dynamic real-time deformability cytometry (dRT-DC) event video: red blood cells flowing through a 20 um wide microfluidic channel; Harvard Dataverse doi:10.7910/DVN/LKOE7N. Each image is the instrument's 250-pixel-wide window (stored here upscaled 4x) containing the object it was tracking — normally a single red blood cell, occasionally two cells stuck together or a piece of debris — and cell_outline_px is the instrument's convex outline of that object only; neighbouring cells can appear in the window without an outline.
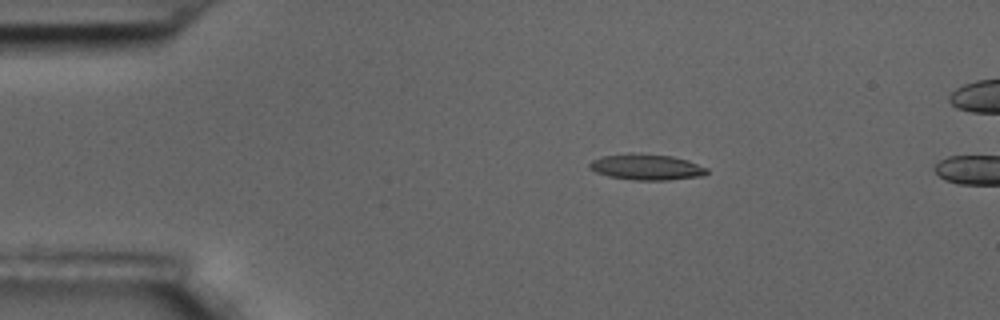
{"species": "common noctule bat (a hibernating species)", "species_latin": "Nyctalus noctula", "temperature_condition": "room temperature", "stored_images_in_passage": 4, "camera_frame_rate_fps": 3000, "um_per_image_px": 0.085, "animal": {"sex": "male", "body_mass_g": 17.5, "forearm_length_mm": 52.3}, "frame": {"image": 1, "passage_image": 3, "time_ms": 0.667, "image_size_px": [1000, 320], "cell_outline_px": [[708, 172], [704, 176], [668, 180], [632, 180], [608, 176], [596, 172], [588, 168], [588, 164], [592, 160], [600, 156], [672, 156], [688, 160], [708, 168]], "centroid_in_image_um": [55.0, 14.25], "position_along_channel_um": 30.0, "area_um2": 16.99}}